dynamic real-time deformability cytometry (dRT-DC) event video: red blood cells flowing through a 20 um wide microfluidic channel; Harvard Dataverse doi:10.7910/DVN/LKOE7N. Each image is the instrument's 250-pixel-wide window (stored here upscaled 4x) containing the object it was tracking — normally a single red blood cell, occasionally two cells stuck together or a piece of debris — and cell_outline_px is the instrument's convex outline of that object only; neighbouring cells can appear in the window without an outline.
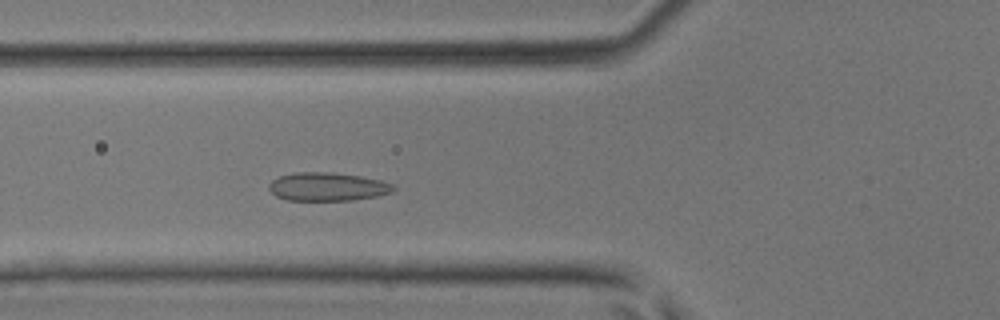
{"species": "common noctule bat (a hibernating species)", "species_latin": "Nyctalus noctula", "temperature_condition": "room temperature", "stored_images_in_passage": 40, "camera_frame_rate_fps": 3000, "um_per_image_px": 0.085, "animal": {"sex": "male", "body_mass_g": 17.9, "forearm_length_mm": 54.2}, "frame": {"image": 1, "passage_image": 11, "time_ms": 3.333, "image_size_px": [1000, 320], "cell_outline_px": [[396, 188], [392, 192], [376, 196], [352, 200], [288, 200], [276, 196], [268, 188], [268, 184], [272, 180], [280, 176], [296, 172], [332, 172], [360, 176], [380, 180], [392, 184]], "centroid_in_image_um": [27.82, 15.86], "position_along_channel_um": 98.0, "area_um2": 20.52}}
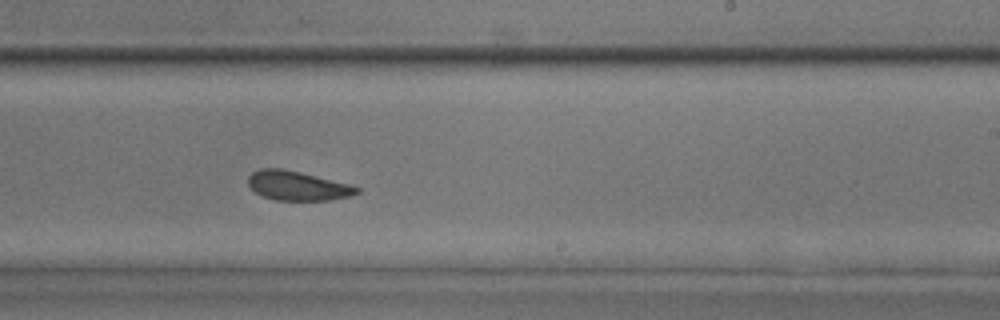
{"frame": {"image": 2, "passage_image": 22, "time_ms": 7.0, "image_size_px": [1000, 320], "cell_outline_px": [[360, 192], [348, 196], [328, 200], [276, 200], [264, 196], [256, 192], [248, 184], [248, 176], [252, 172], [260, 168], [280, 168], [300, 172], [348, 184], [360, 188]], "centroid_in_image_um": [25.26, 15.78], "position_along_channel_um": 263.7, "area_um2": 18.26}}
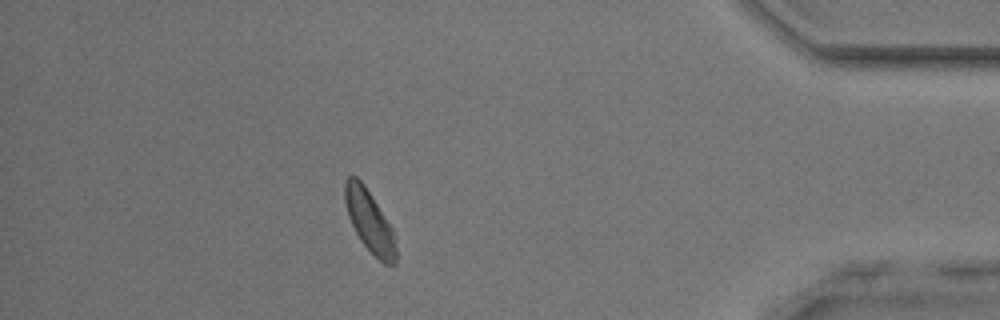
{"frame": {"image": 3, "passage_image": 34, "time_ms": 11.0, "image_size_px": [1000, 320], "cell_outline_px": [[396, 264], [384, 264], [360, 240], [348, 216], [344, 200], [344, 184], [348, 176], [356, 176], [364, 184], [392, 228], [396, 248]], "centroid_in_image_um": [31.39, 18.78], "position_along_channel_um": 403.8, "area_um2": 18.03}}